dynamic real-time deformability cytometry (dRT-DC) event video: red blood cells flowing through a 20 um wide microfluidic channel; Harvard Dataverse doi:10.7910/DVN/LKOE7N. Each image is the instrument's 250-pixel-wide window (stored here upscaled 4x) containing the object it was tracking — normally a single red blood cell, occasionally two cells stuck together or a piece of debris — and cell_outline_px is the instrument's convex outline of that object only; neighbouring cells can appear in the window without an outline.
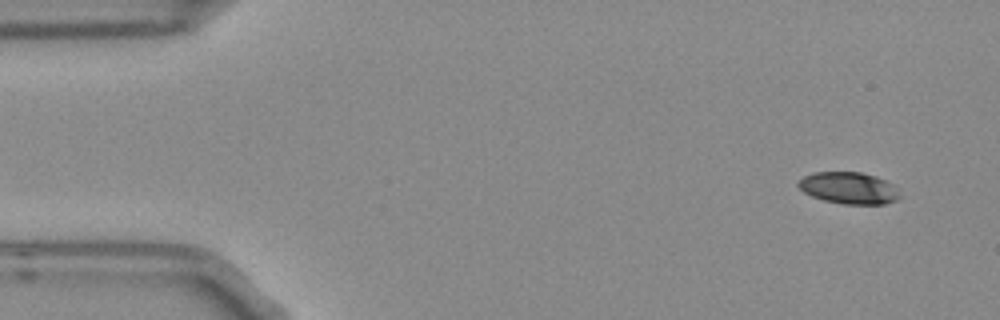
{"species": "Egyptian fruit bat (a non-hibernating species)", "species_latin": "Rousettus aegyptiacus", "temperature_condition": "room temperature", "stored_images_in_passage": 5, "camera_frame_rate_fps": 3000, "um_per_image_px": 0.085, "frame": {"image": 1, "passage_image": 1, "time_ms": 0.0, "image_size_px": [1000, 320], "cell_outline_px": [[900, 196], [896, 200], [884, 204], [844, 204], [824, 200], [812, 196], [804, 192], [796, 184], [804, 176], [812, 172], [860, 172], [876, 176], [888, 180], [896, 188]], "centroid_in_image_um": [72.16, 15.97], "position_along_channel_um": 12.8, "area_um2": 18.79}}
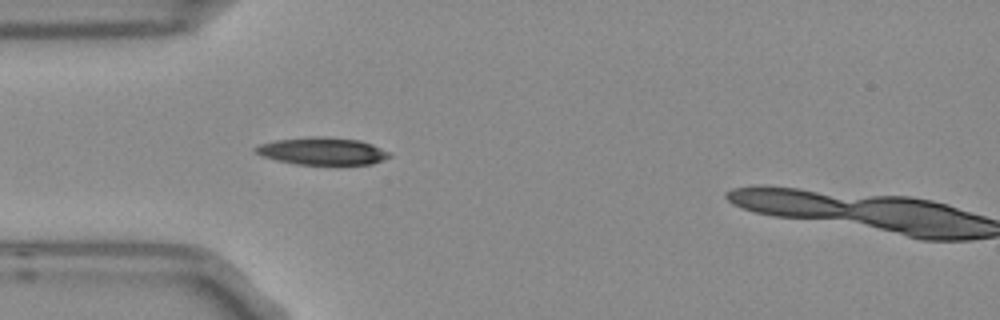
{"frame": {"image": 2, "passage_image": 4, "time_ms": 1.0, "image_size_px": [1000, 320], "cell_outline_px": [[392, 156], [384, 160], [372, 164], [296, 164], [276, 160], [264, 156], [256, 152], [252, 148], [260, 144], [276, 140], [312, 136], [324, 136], [360, 140], [372, 144], [388, 152]], "centroid_in_image_um": [27.41, 12.84], "position_along_channel_um": 57.6, "area_um2": 21.27}}